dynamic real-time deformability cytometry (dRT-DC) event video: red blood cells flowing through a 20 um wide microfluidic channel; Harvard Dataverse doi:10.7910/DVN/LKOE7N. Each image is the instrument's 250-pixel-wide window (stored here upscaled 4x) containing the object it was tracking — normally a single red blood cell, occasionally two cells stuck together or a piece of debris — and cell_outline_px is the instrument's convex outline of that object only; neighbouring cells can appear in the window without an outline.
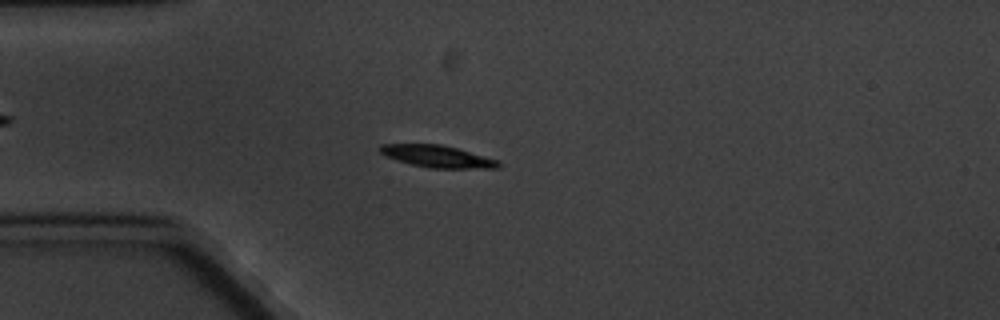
{"species": "common noctule bat (a hibernating species)", "species_latin": "Nyctalus noctula", "temperature_condition": "cold", "stored_images_in_passage": 7, "camera_frame_rate_fps": 3000, "um_per_image_px": 0.085, "animal": {"sex": "male", "body_mass_g": 20.1, "forearm_length_mm": 53.5}, "frame": {"image": 1, "passage_image": 2, "time_ms": 2.0, "image_size_px": [1000, 320], "cell_outline_px": [[500, 168], [428, 168], [396, 160], [384, 156], [376, 148], [380, 144], [440, 144], [456, 148], [500, 160]], "centroid_in_image_um": [37.14, 13.29], "position_along_channel_um": 47.9, "area_um2": 15.32}}
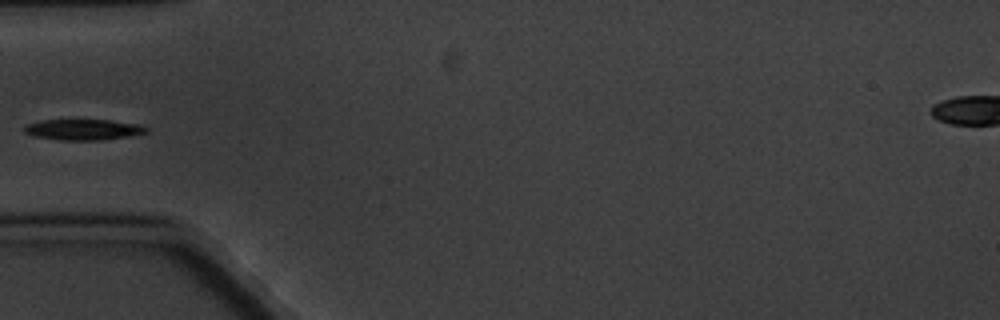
{"frame": {"image": 2, "passage_image": 3, "time_ms": 3.333, "image_size_px": [1000, 320], "cell_outline_px": [[148, 132], [128, 136], [100, 140], [60, 140], [36, 136], [24, 132], [24, 124], [40, 120], [108, 120], [140, 124], [148, 128]], "centroid_in_image_um": [7.07, 11.01], "position_along_channel_um": 77.9, "area_um2": 14.74}}